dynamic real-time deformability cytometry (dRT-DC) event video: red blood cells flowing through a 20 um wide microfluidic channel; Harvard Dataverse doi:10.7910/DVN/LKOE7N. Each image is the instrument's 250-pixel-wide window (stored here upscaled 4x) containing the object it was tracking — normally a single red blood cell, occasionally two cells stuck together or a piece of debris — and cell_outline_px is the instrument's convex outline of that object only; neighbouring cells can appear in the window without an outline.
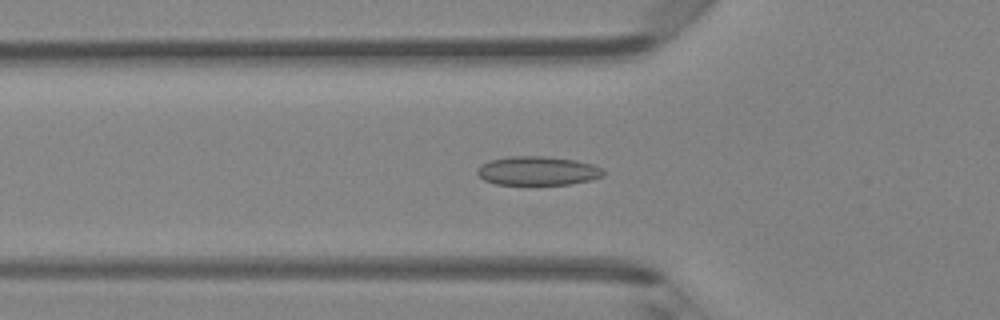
{"species": "Egyptian fruit bat (a non-hibernating species)", "species_latin": "Rousettus aegyptiacus", "temperature_condition": "room temperature", "stored_images_in_passage": 48, "segment_of_instrument_passage": [1, 2], "camera_frame_rate_fps": 3000, "um_per_image_px": 0.085, "animal": {"sex": "female"}, "frame": {"image": 1, "passage_image": 16, "time_ms": 5.0, "image_size_px": [1000, 320], "cell_outline_px": [[604, 176], [592, 180], [572, 184], [496, 184], [484, 180], [476, 172], [476, 168], [480, 164], [492, 160], [508, 156], [544, 156], [572, 160], [592, 164], [600, 168], [604, 172]], "centroid_in_image_um": [45.68, 14.52], "position_along_channel_um": 80.1, "area_um2": 21.15}}
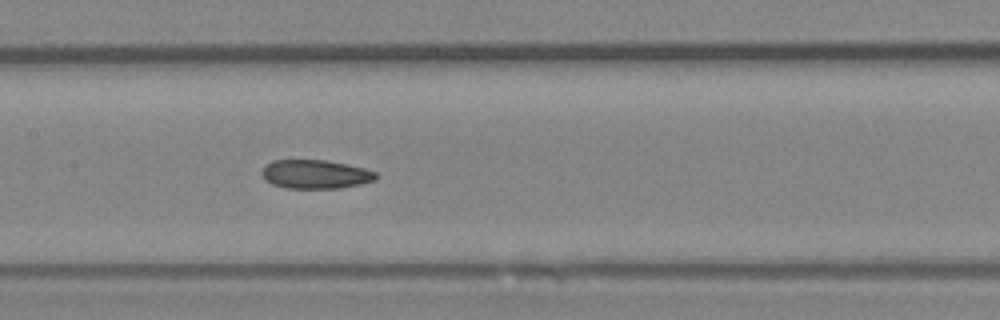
{"frame": {"image": 2, "passage_image": 23, "time_ms": 7.333, "image_size_px": [1000, 320], "cell_outline_px": [[380, 176], [376, 180], [360, 184], [340, 188], [284, 188], [272, 184], [264, 180], [260, 172], [272, 160], [324, 160], [364, 168], [376, 172]], "centroid_in_image_um": [26.81, 14.82], "position_along_channel_um": 180.6, "area_um2": 19.19}}
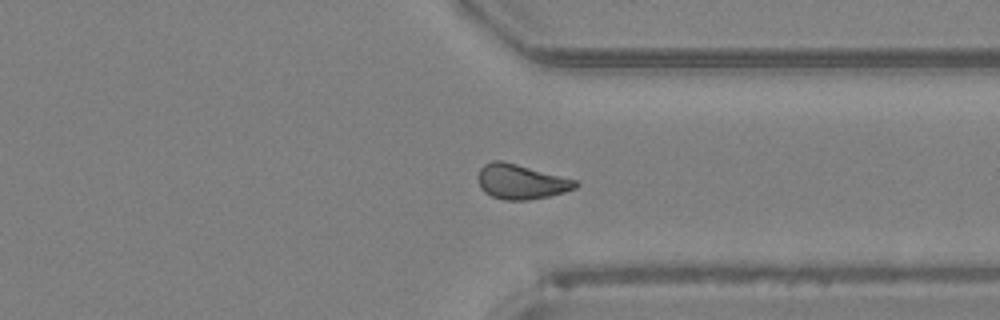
{"frame": {"image": 3, "passage_image": 36, "time_ms": 11.667, "image_size_px": [1000, 320], "cell_outline_px": [[580, 184], [576, 188], [564, 192], [548, 196], [528, 200], [504, 200], [492, 196], [484, 192], [480, 188], [480, 168], [484, 164], [492, 160], [504, 160], [576, 180]], "centroid_in_image_um": [44.3, 15.44], "position_along_channel_um": 367.1, "area_um2": 19.71}}